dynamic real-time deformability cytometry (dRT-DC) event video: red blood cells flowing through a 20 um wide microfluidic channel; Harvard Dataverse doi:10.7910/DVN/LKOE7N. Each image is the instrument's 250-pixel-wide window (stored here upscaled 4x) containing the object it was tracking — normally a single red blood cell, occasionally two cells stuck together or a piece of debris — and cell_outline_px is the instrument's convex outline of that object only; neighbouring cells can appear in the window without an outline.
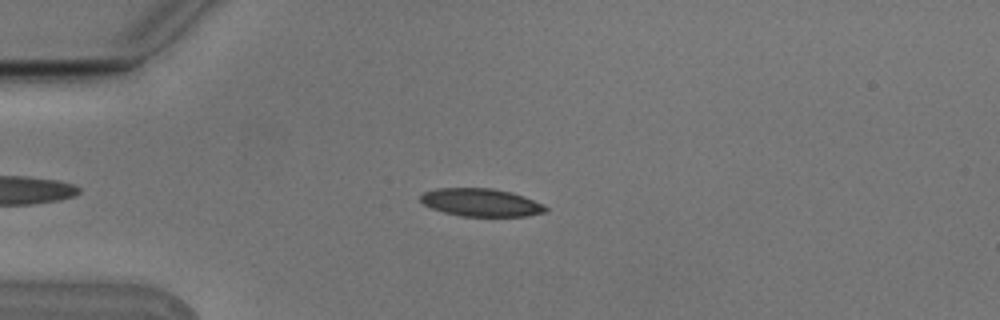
{"species": "Egyptian fruit bat (a non-hibernating species)", "species_latin": "Rousettus aegyptiacus", "temperature_condition": "cold", "stored_images_in_passage": 4, "camera_frame_rate_fps": 3000, "um_per_image_px": 0.085, "animal": {"sex": "male"}, "frame": {"image": 1, "passage_image": 3, "time_ms": 0.667, "image_size_px": [1000, 320], "cell_outline_px": [[548, 208], [544, 212], [528, 216], [460, 216], [444, 212], [432, 208], [424, 204], [420, 200], [420, 196], [424, 192], [436, 188], [492, 188], [512, 192], [524, 196], [544, 204]], "centroid_in_image_um": [40.9, 17.2], "position_along_channel_um": 44.1, "area_um2": 20.35}}